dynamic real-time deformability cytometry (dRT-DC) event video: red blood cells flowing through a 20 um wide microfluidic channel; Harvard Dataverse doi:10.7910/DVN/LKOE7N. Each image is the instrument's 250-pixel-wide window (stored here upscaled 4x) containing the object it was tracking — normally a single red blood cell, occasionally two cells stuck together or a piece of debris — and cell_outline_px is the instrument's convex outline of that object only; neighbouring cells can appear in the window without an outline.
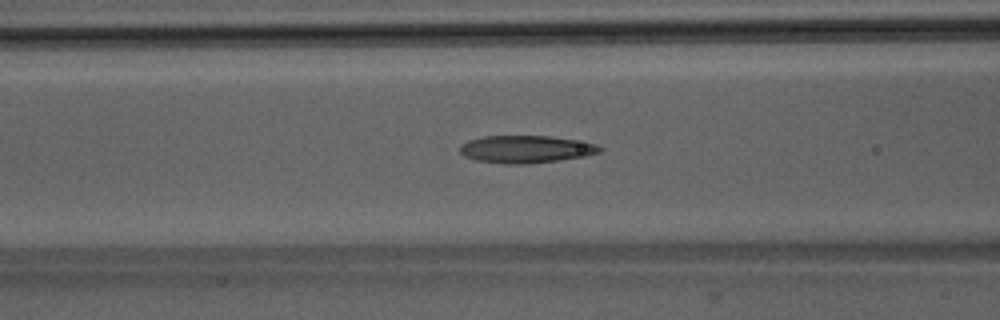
{"species": "Egyptian fruit bat (a non-hibernating species)", "species_latin": "Rousettus aegyptiacus", "temperature_condition": "room temperature", "stored_images_in_passage": 46, "camera_frame_rate_fps": 3000, "um_per_image_px": 0.085, "animal": {"sex": "male"}, "frame": {"image": 1, "passage_image": 16, "time_ms": 5.0, "image_size_px": [1000, 320], "cell_outline_px": [[604, 148], [600, 152], [584, 156], [560, 160], [524, 164], [500, 164], [476, 160], [464, 156], [460, 152], [460, 144], [468, 140], [484, 136], [548, 136], [596, 144]], "centroid_in_image_um": [44.65, 12.69], "position_along_channel_um": 121.9, "area_um2": 22.31}}
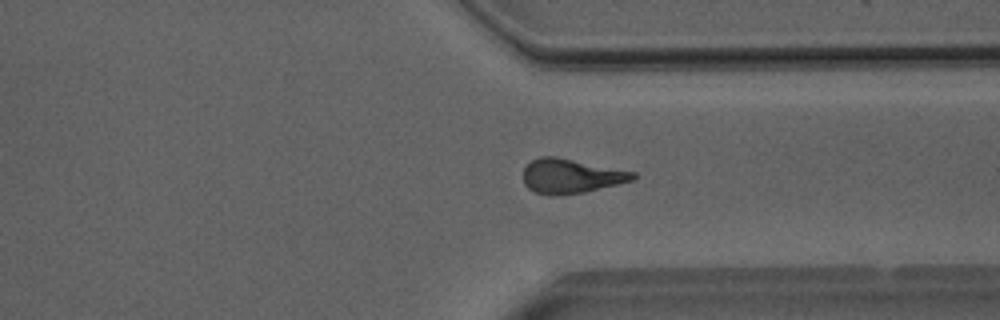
{"frame": {"image": 2, "passage_image": 34, "time_ms": 11.0, "image_size_px": [1000, 320], "cell_outline_px": [[636, 176], [632, 180], [584, 192], [560, 196], [536, 192], [528, 188], [524, 184], [524, 168], [532, 160], [540, 156], [556, 156], [636, 172]], "centroid_in_image_um": [48.52, 14.95], "position_along_channel_um": 362.9, "area_um2": 21.85}}
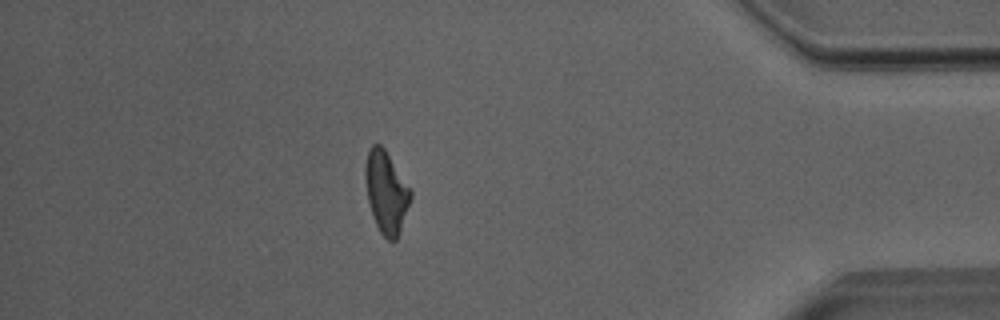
{"frame": {"image": 3, "passage_image": 40, "time_ms": 13.0, "image_size_px": [1000, 320], "cell_outline_px": [[412, 196], [400, 232], [396, 240], [388, 240], [380, 232], [372, 216], [368, 200], [364, 176], [364, 168], [368, 148], [372, 144], [380, 144], [384, 148], [412, 192]], "centroid_in_image_um": [32.8, 16.33], "position_along_channel_um": 402.4, "area_um2": 21.56}, "authors_computed_cell_mechanics": {"area_um2": 21.8773, "velocity_mm_per_s": 4.0157, "shape_relaxation_time_tau1_ms": 9.2103, "shape_relaxation_time_tau2_ms": 1.5264, "deformation_change_tau1": 0.2676, "deformation_change_tau2": 0.1117}}